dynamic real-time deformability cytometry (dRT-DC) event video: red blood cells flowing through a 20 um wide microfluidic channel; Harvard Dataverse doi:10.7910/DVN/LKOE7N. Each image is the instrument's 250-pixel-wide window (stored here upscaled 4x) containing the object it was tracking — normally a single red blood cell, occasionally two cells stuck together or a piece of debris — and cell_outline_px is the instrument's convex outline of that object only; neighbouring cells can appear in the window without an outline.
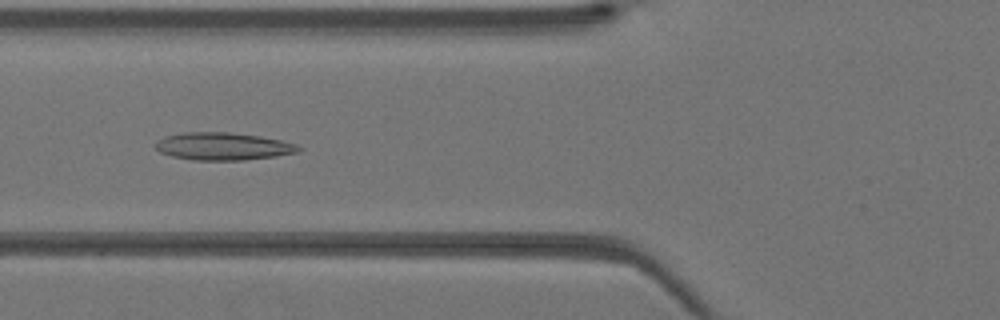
{"species": "Egyptian fruit bat (a non-hibernating species)", "species_latin": "Rousettus aegyptiacus", "temperature_condition": "warm", "stored_images_in_passage": 40, "camera_frame_rate_fps": 3000, "um_per_image_px": 0.085, "animal": {"sex": "female"}, "frame": {"image": 1, "passage_image": 15, "time_ms": 4.667, "image_size_px": [1000, 320], "cell_outline_px": [[304, 148], [300, 152], [276, 156], [244, 160], [192, 160], [172, 156], [160, 152], [156, 148], [156, 144], [164, 136], [184, 132], [228, 132], [260, 136], [280, 140], [296, 144]], "centroid_in_image_um": [19.0, 12.44], "position_along_channel_um": 106.8, "area_um2": 23.0}}
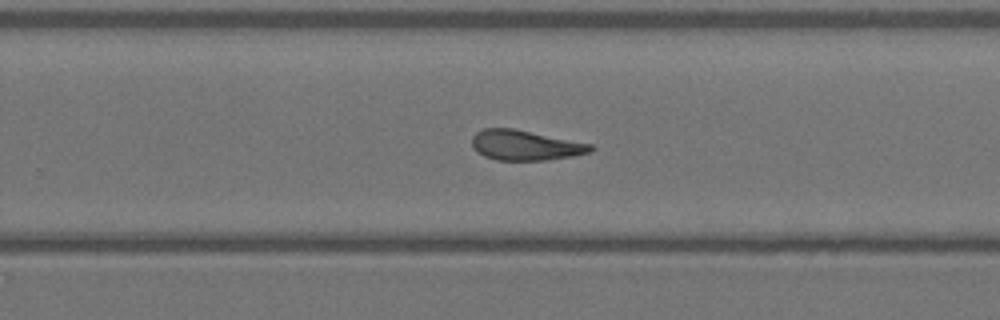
{"frame": {"image": 2, "passage_image": 26, "time_ms": 8.333, "image_size_px": [1000, 320], "cell_outline_px": [[596, 148], [592, 152], [572, 156], [544, 160], [496, 160], [484, 156], [472, 148], [472, 136], [476, 132], [484, 128], [512, 128], [592, 144]], "centroid_in_image_um": [44.64, 12.35], "position_along_channel_um": 285.2, "area_um2": 20.81}}
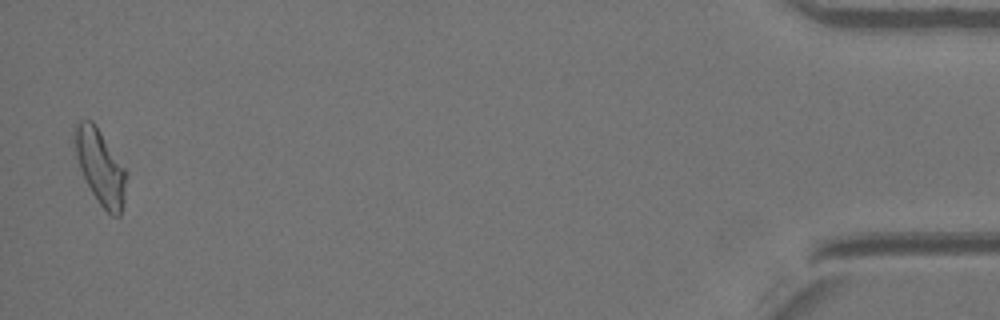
{"frame": {"image": 3, "passage_image": 40, "time_ms": 13.0, "image_size_px": [1000, 320], "cell_outline_px": [[124, 200], [120, 216], [112, 216], [100, 204], [92, 192], [80, 168], [76, 156], [76, 124], [80, 120], [92, 120], [96, 124], [124, 168]], "centroid_in_image_um": [8.52, 14.18], "position_along_channel_um": 426.7, "area_um2": 21.44}}